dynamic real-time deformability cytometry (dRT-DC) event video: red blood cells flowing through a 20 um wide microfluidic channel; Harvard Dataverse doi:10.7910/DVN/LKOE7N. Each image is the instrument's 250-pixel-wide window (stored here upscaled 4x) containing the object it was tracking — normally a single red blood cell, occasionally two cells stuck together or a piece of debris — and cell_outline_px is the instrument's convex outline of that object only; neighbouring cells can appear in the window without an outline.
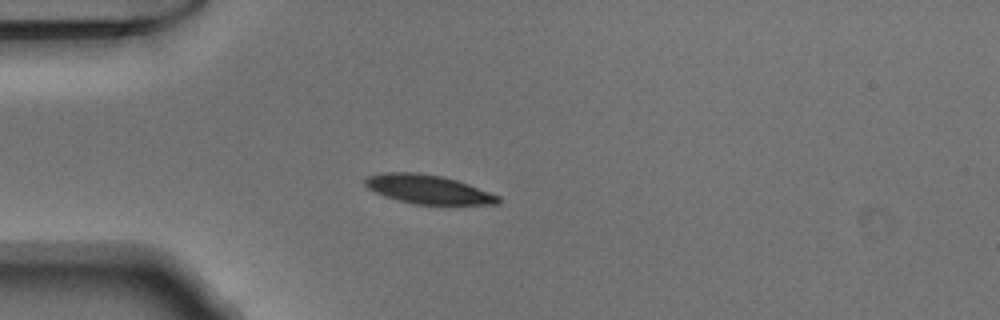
{"species": "Egyptian fruit bat (a non-hibernating species)", "species_latin": "Rousettus aegyptiacus", "temperature_condition": "warm", "stored_images_in_passage": 38, "camera_frame_rate_fps": 3000, "um_per_image_px": 0.085, "animal": {"sex": "male"}, "frame": {"image": 1, "passage_image": 1, "time_ms": 0.0, "image_size_px": [1000, 320], "cell_outline_px": [[500, 204], [412, 204], [384, 196], [368, 188], [364, 184], [364, 176], [384, 172], [416, 172], [444, 176], [468, 184], [500, 196]], "centroid_in_image_um": [36.35, 16.08], "position_along_channel_um": 48.7, "area_um2": 22.48}}
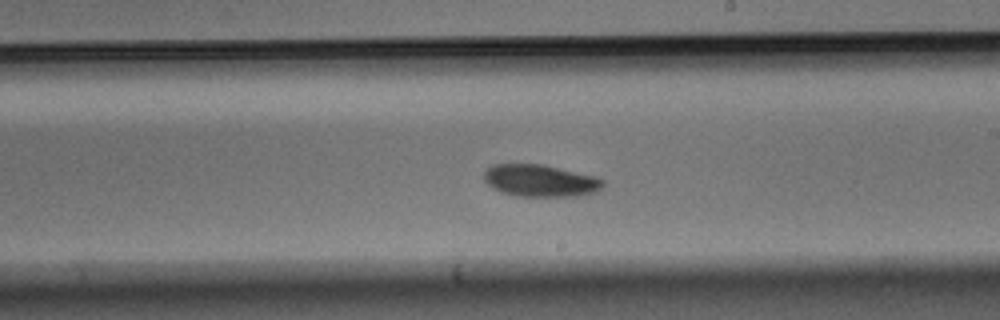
{"frame": {"image": 2, "passage_image": 17, "time_ms": 5.333, "image_size_px": [1000, 320], "cell_outline_px": [[604, 184], [596, 192], [580, 196], [516, 196], [500, 192], [492, 188], [484, 180], [484, 172], [492, 164], [540, 164], [596, 176], [604, 180]], "centroid_in_image_um": [45.92, 15.36], "position_along_channel_um": 243.1, "area_um2": 22.31}}
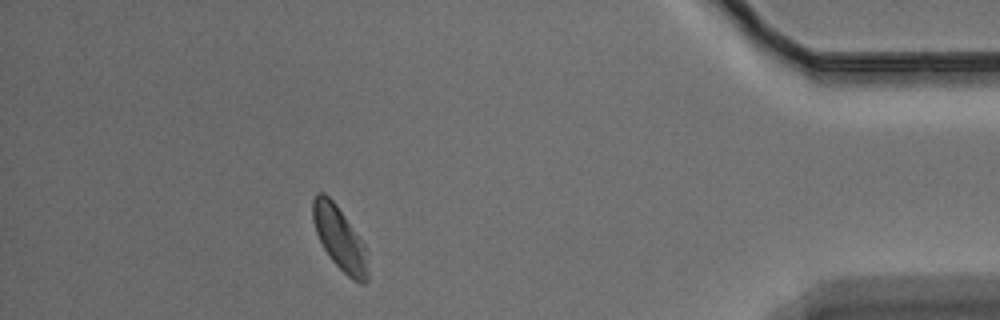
{"frame": {"image": 3, "passage_image": 33, "time_ms": 10.667, "image_size_px": [1000, 320], "cell_outline_px": [[368, 280], [364, 284], [360, 284], [352, 280], [332, 260], [324, 248], [316, 232], [312, 220], [312, 200], [316, 192], [324, 192], [336, 204], [364, 244], [368, 272]], "centroid_in_image_um": [28.85, 20.25], "position_along_channel_um": 406.4, "area_um2": 20.06}}